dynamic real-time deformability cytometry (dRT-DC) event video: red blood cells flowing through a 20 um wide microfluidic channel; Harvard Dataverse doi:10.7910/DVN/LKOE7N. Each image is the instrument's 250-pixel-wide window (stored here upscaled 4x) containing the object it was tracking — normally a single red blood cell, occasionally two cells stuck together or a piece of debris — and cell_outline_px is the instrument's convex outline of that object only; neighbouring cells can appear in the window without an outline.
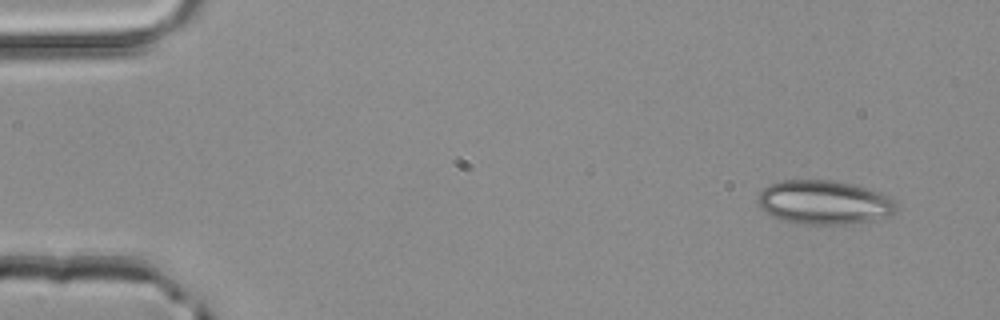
{"species": "common noctule bat (a hibernating species)", "species_latin": "Nyctalus noctula", "temperature_condition": "room temperature", "stored_images_in_passage": 3, "camera_frame_rate_fps": 3000, "um_per_image_px": 0.085, "animal": {"sex": "male", "body_mass_g": 20.4}, "frame": {"image": 1, "passage_image": 1, "time_ms": 0.0, "image_size_px": [1000, 320], "cell_outline_px": [[900, 208], [892, 216], [852, 224], [804, 224], [784, 220], [772, 216], [764, 212], [760, 208], [756, 200], [760, 192], [768, 184], [784, 180], [832, 180], [852, 184], [876, 192], [896, 200]], "centroid_in_image_um": [70.06, 17.21], "position_along_channel_um": 14.9, "area_um2": 35.72}}